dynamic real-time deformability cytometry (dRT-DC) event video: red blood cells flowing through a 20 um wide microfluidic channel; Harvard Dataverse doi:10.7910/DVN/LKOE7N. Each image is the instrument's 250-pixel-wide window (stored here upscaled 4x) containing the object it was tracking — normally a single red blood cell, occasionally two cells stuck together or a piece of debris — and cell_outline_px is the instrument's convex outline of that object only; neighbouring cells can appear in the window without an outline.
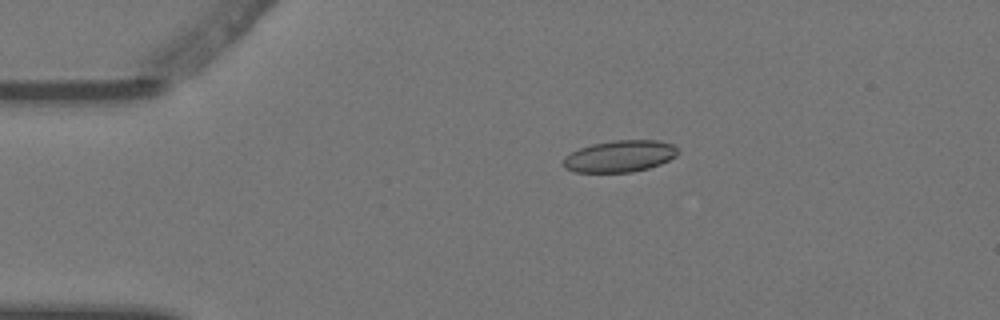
{"species": "Egyptian fruit bat (a non-hibernating species)", "species_latin": "Rousettus aegyptiacus", "temperature_condition": "warm", "stored_images_in_passage": 6, "camera_frame_rate_fps": 3000, "um_per_image_px": 0.085, "animal": {"sex": "female"}, "frame": {"image": 1, "passage_image": 3, "time_ms": 0.667, "image_size_px": [1000, 320], "cell_outline_px": [[680, 152], [676, 156], [660, 164], [648, 168], [632, 172], [576, 172], [564, 168], [564, 156], [580, 148], [592, 144], [612, 140], [656, 140], [672, 144]], "centroid_in_image_um": [52.69, 13.27], "position_along_channel_um": 32.3, "area_um2": 21.1}}
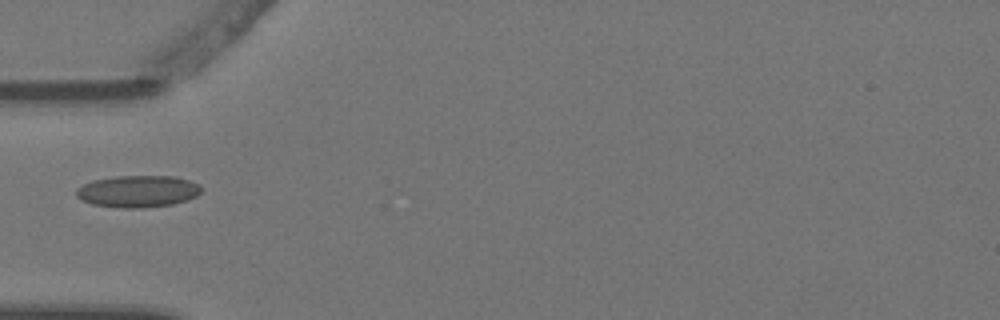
{"frame": {"image": 2, "passage_image": 5, "time_ms": 1.333, "image_size_px": [1000, 320], "cell_outline_px": [[204, 188], [196, 196], [188, 200], [172, 204], [144, 208], [124, 208], [92, 204], [80, 200], [76, 196], [76, 188], [84, 184], [96, 180], [116, 176], [176, 176], [200, 184]], "centroid_in_image_um": [11.75, 16.26], "position_along_channel_um": 73.3, "area_um2": 23.35}}
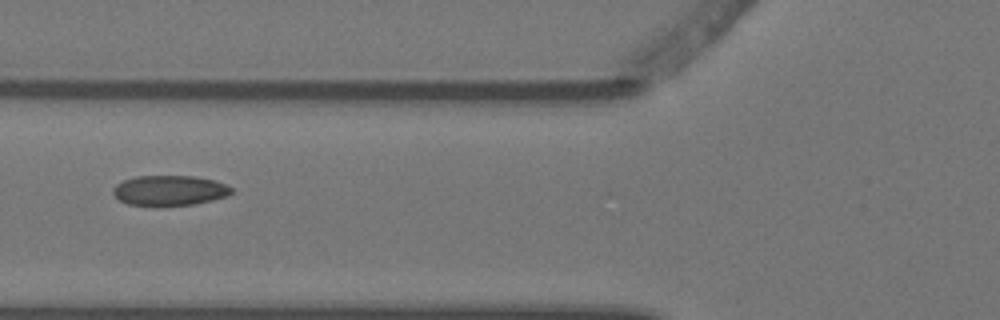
{"frame": {"image": 3, "passage_image": 6, "time_ms": 1.667, "image_size_px": [1000, 320], "cell_outline_px": [[232, 192], [228, 196], [212, 200], [192, 204], [152, 208], [128, 204], [120, 200], [112, 192], [112, 188], [116, 184], [124, 180], [136, 176], [196, 176], [216, 180], [232, 188]], "centroid_in_image_um": [14.38, 16.21], "position_along_channel_um": 111.4, "area_um2": 21.33}}